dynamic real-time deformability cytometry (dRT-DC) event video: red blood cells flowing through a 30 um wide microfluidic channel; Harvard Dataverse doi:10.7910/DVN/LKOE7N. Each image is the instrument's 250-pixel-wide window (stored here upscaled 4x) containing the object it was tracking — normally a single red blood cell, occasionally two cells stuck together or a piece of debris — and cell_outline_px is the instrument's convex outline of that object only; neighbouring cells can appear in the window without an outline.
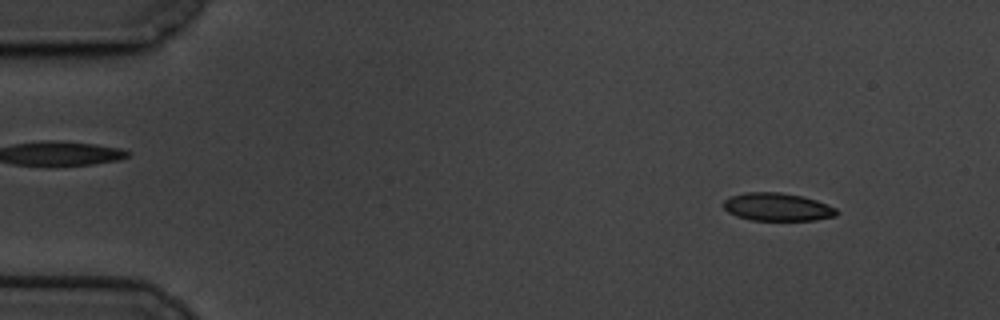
{"species": "common noctule bat (a hibernating species)", "species_latin": "Nyctalus noctula", "temperature_condition": "cold", "stored_images_in_passage": 60, "camera_frame_rate_fps": 3000, "um_per_image_px": 0.085, "animal": {"sex": "male", "body_mass_g": 19.5, "forearm_length_mm": 54.6}, "frame": {"image": 1, "passage_image": 6, "time_ms": 1.667, "image_size_px": [1000, 320], "cell_outline_px": [[840, 212], [836, 216], [816, 220], [752, 220], [736, 216], [728, 212], [724, 208], [724, 200], [732, 196], [744, 192], [780, 192], [800, 196], [816, 200], [836, 208]], "centroid_in_image_um": [66.09, 17.6], "position_along_channel_um": 18.9, "area_um2": 18.38}}
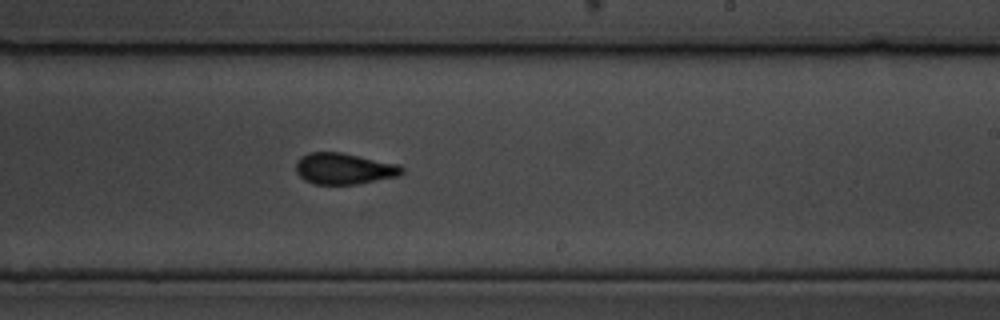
{"frame": {"image": 2, "passage_image": 36, "time_ms": 11.667, "image_size_px": [1000, 320], "cell_outline_px": [[404, 172], [400, 176], [356, 184], [312, 184], [304, 180], [296, 172], [296, 164], [300, 156], [308, 152], [340, 152], [400, 164], [404, 168]], "centroid_in_image_um": [29.26, 14.33], "position_along_channel_um": 259.7, "area_um2": 19.48}}
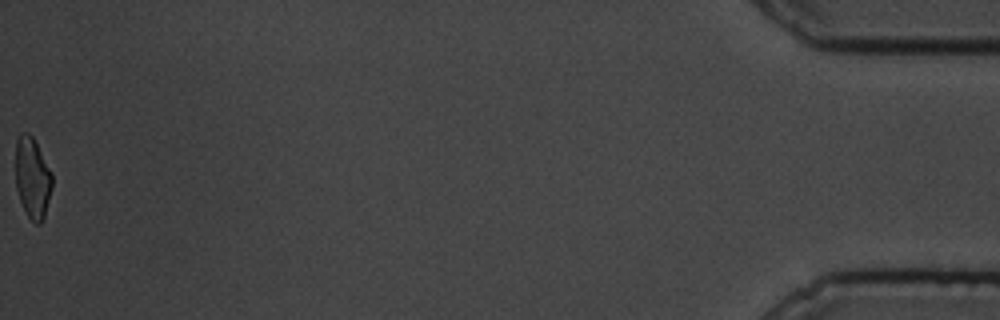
{"frame": {"image": 3, "passage_image": 60, "time_ms": 19.667, "image_size_px": [1000, 320], "cell_outline_px": [[52, 188], [44, 216], [40, 224], [36, 224], [28, 216], [20, 200], [16, 188], [16, 140], [20, 132], [28, 132], [32, 136], [52, 172]], "centroid_in_image_um": [2.76, 15.09], "position_along_channel_um": 432.4, "area_um2": 17.17}, "authors_computed_cell_mechanics": {"area_um2": 19.0162, "velocity_mm_per_s": 3.3529, "shape_relaxation_time_tau1_ms": 3.3896, "shape_relaxation_time_tau2_ms": 1.8214, "deformation_change_tau1": 0.1027, "deformation_change_tau2": 0.0585}}